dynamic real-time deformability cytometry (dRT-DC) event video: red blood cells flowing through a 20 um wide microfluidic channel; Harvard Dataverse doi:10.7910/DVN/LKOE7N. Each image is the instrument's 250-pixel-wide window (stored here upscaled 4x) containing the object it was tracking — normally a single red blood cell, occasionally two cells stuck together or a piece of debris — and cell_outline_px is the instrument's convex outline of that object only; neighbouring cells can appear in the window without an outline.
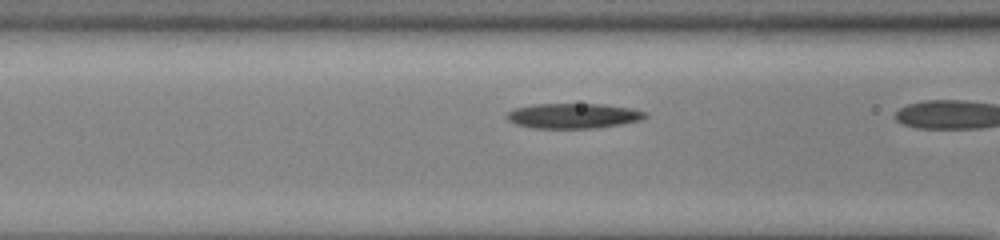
{"species": "common noctule bat (a hibernating species)", "species_latin": "Nyctalus noctula", "temperature_condition": "cold", "stored_images_in_passage": 39, "camera_frame_rate_fps": 3000, "um_per_image_px": 0.085, "animal": {"sex": "male", "body_mass_g": 13.0, "forearm_length_mm": 53.1}, "frame": {"image": 1, "passage_image": 19, "time_ms": 6.0, "image_size_px": [1000, 240], "cell_outline_px": [[648, 116], [640, 120], [620, 124], [596, 128], [532, 128], [516, 124], [508, 120], [504, 116], [508, 112], [516, 108], [532, 104], [604, 104], [632, 108], [648, 112]], "centroid_in_image_um": [48.74, 9.84], "position_along_channel_um": 117.9, "area_um2": 20.35}}
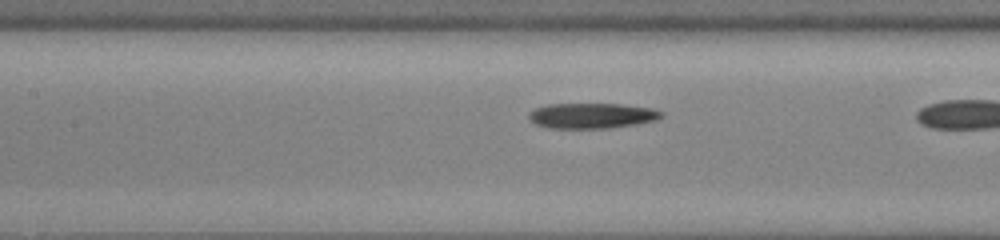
{"frame": {"image": 2, "passage_image": 22, "time_ms": 7.0, "image_size_px": [1000, 240], "cell_outline_px": [[664, 116], [656, 120], [636, 124], [608, 128], [548, 128], [536, 124], [528, 120], [528, 112], [536, 108], [548, 104], [620, 104], [652, 108], [664, 112]], "centroid_in_image_um": [50.3, 9.83], "position_along_channel_um": 157.1, "area_um2": 19.71}}
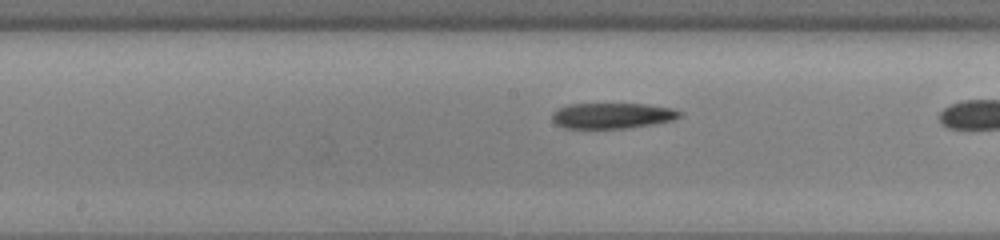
{"frame": {"image": 3, "passage_image": 25, "time_ms": 8.0, "image_size_px": [1000, 240], "cell_outline_px": [[684, 116], [672, 120], [652, 124], [624, 128], [564, 128], [556, 124], [552, 120], [552, 112], [556, 108], [568, 104], [648, 104], [672, 108], [680, 112]], "centroid_in_image_um": [52.01, 9.82], "position_along_channel_um": 196.2, "area_um2": 19.13}}